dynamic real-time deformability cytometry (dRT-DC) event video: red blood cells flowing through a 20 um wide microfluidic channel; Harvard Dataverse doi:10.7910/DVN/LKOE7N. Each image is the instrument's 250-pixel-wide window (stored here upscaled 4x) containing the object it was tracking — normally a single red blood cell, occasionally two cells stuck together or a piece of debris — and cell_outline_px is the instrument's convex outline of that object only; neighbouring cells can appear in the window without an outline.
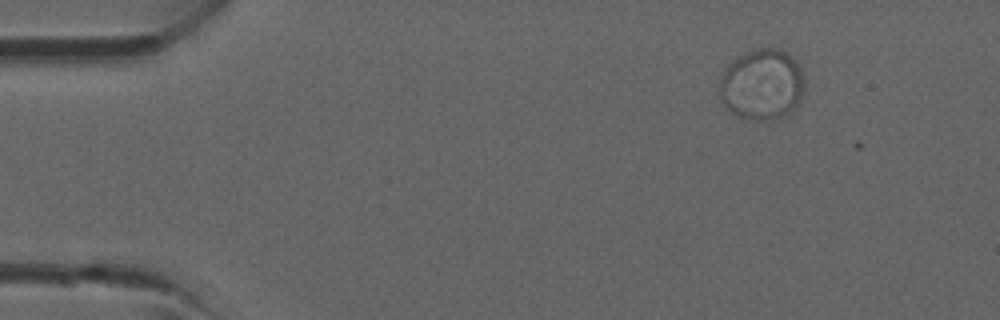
{"species": "common noctule bat (a hibernating species)", "species_latin": "Nyctalus noctula", "temperature_condition": "room temperature", "stored_images_in_passage": 3, "camera_frame_rate_fps": 3000, "um_per_image_px": 0.085, "animal": {"sex": "male", "forearm_length_mm": 52.5}, "frame": {"image": 1, "passage_image": 1, "time_ms": 0.0, "image_size_px": [1000, 320], "cell_outline_px": [[804, 92], [800, 104], [792, 112], [784, 116], [760, 120], [756, 120], [740, 116], [732, 112], [720, 100], [720, 80], [728, 64], [732, 60], [744, 52], [756, 48], [780, 48], [792, 56], [796, 60], [804, 76]], "centroid_in_image_um": [64.81, 7.16], "position_along_channel_um": 20.2, "area_um2": 35.43}}